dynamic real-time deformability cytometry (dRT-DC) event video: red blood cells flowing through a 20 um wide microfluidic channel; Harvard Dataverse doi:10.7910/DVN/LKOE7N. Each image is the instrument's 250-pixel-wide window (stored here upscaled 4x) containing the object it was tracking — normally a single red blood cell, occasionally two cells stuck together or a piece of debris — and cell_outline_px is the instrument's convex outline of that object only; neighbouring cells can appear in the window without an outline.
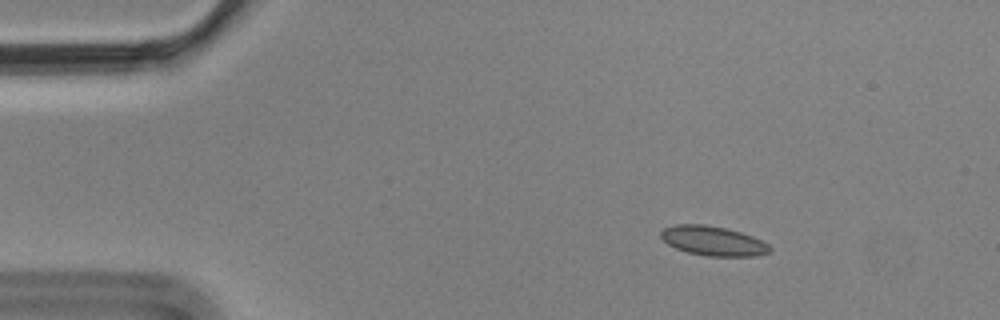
{"species": "Egyptian fruit bat (a non-hibernating species)", "species_latin": "Rousettus aegyptiacus", "temperature_condition": "cold", "stored_images_in_passage": 15, "segment_of_instrument_passage": [1, 2], "camera_frame_rate_fps": 3000, "um_per_image_px": 0.085, "animal": {"sex": "male"}, "frame": {"image": 1, "passage_image": 3, "time_ms": 0.667, "image_size_px": [1000, 320], "cell_outline_px": [[772, 248], [768, 252], [756, 256], [708, 256], [688, 252], [676, 248], [668, 244], [660, 236], [660, 232], [664, 228], [676, 224], [704, 224], [728, 228], [752, 236], [768, 244]], "centroid_in_image_um": [60.6, 20.47], "position_along_channel_um": 24.4, "area_um2": 18.67}}
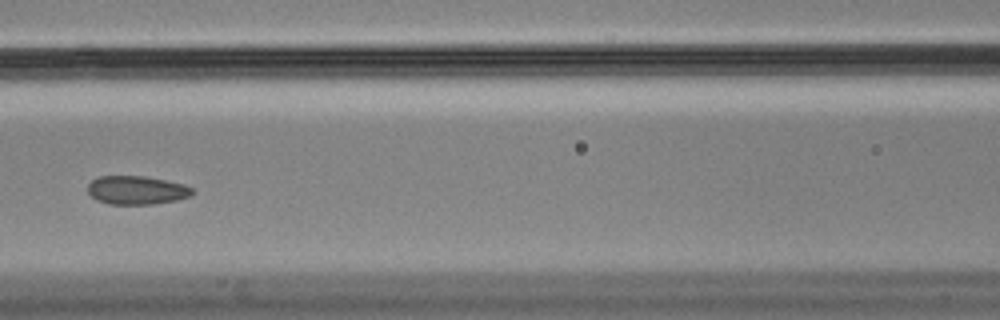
{"frame": {"image": 2, "passage_image": 7, "time_ms": 2.0, "image_size_px": [1000, 320], "cell_outline_px": [[196, 192], [188, 196], [176, 200], [152, 204], [108, 204], [96, 200], [88, 192], [88, 184], [92, 180], [100, 176], [144, 176], [184, 184], [192, 188]], "centroid_in_image_um": [11.6, 16.16], "position_along_channel_um": 155.0, "area_um2": 17.34}}
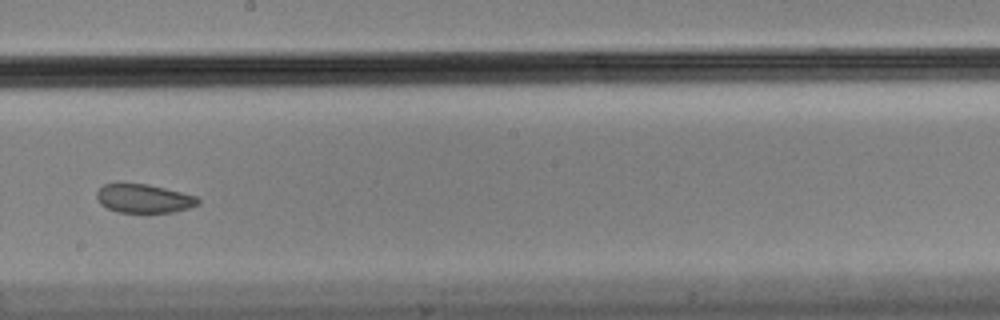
{"frame": {"image": 3, "passage_image": 9, "time_ms": 2.667, "image_size_px": [1000, 320], "cell_outline_px": [[200, 204], [188, 208], [172, 212], [116, 212], [100, 204], [96, 196], [96, 192], [104, 184], [148, 184], [196, 196], [200, 200]], "centroid_in_image_um": [12.22, 16.88], "position_along_channel_um": 236.0, "area_um2": 16.76}}